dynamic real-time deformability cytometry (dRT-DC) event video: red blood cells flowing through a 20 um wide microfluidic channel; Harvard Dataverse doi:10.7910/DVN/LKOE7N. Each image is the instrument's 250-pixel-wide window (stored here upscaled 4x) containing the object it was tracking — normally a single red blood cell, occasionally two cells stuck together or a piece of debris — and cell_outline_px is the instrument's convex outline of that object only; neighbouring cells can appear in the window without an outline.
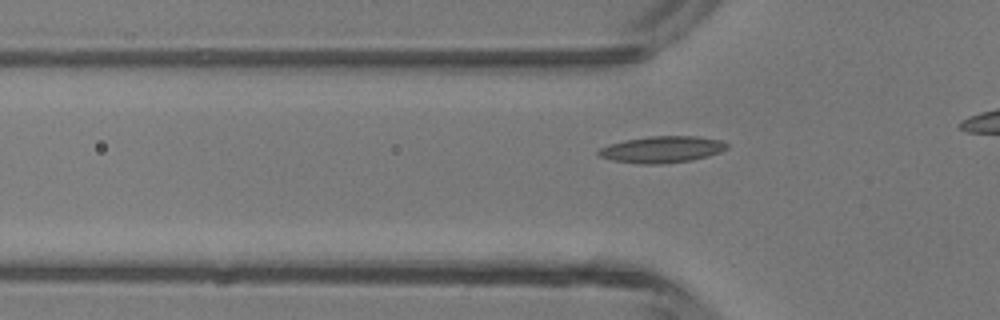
{"species": "common noctule bat (a hibernating species)", "species_latin": "Nyctalus noctula", "temperature_condition": "room temperature", "stored_images_in_passage": 4, "segment_of_instrument_passage": [2, 2], "camera_frame_rate_fps": 3000, "um_per_image_px": 0.085, "animal": {"sex": "male", "body_mass_g": 13.3}, "frame": {"image": 1, "passage_image": 4, "time_ms": 1.0, "image_size_px": [1000, 320], "cell_outline_px": [[728, 148], [720, 152], [708, 156], [692, 160], [664, 164], [640, 164], [612, 160], [600, 156], [596, 152], [600, 148], [608, 144], [624, 140], [648, 136], [696, 136], [720, 140], [728, 144]], "centroid_in_image_um": [56.26, 12.7], "position_along_channel_um": 69.5, "area_um2": 20.0}}